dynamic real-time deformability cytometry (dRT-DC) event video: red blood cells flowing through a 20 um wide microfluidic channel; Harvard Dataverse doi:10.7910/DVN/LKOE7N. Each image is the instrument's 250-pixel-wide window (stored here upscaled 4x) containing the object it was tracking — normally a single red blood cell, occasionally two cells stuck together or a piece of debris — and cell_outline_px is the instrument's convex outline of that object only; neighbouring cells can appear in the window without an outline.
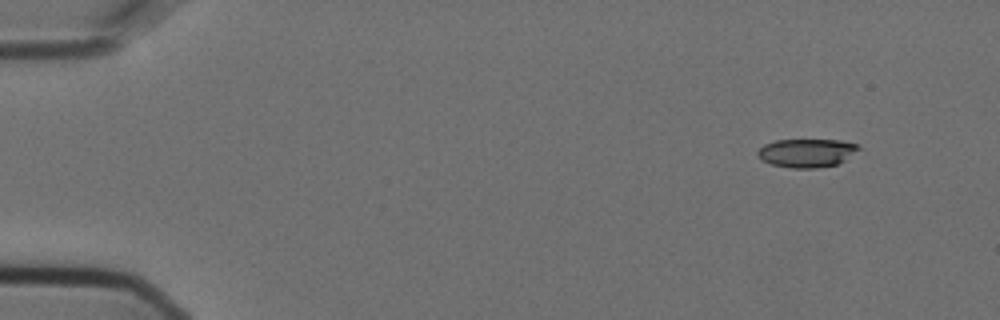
{"species": "Egyptian fruit bat (a non-hibernating species)", "species_latin": "Rousettus aegyptiacus", "temperature_condition": "cold", "stored_images_in_passage": 52, "camera_frame_rate_fps": 3000, "um_per_image_px": 0.085, "animal": {"sex": "female"}, "frame": {"image": 1, "passage_image": 1, "time_ms": 0.0, "image_size_px": [1000, 320], "cell_outline_px": [[860, 148], [844, 160], [836, 164], [816, 168], [792, 168], [772, 164], [764, 160], [756, 152], [764, 144], [776, 140], [840, 140], [856, 144]], "centroid_in_image_um": [68.56, 12.99], "position_along_channel_um": 16.4, "area_um2": 16.42}}
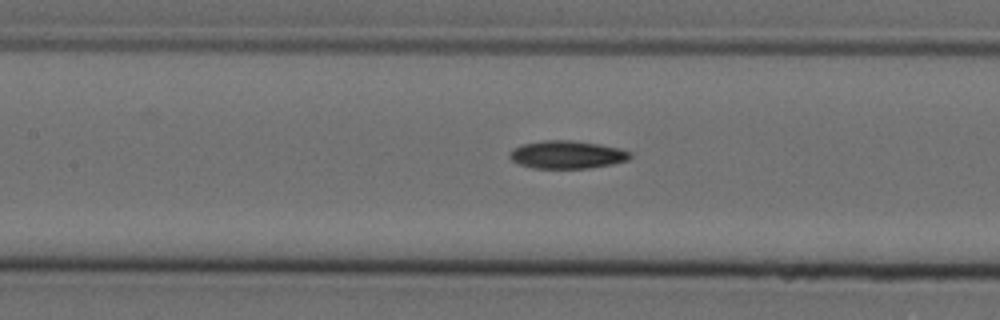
{"frame": {"image": 2, "passage_image": 22, "time_ms": 7.0, "image_size_px": [1000, 320], "cell_outline_px": [[632, 156], [628, 160], [612, 164], [588, 168], [532, 168], [520, 164], [512, 160], [508, 156], [512, 148], [520, 144], [544, 140], [572, 140], [600, 144], [620, 148], [632, 152]], "centroid_in_image_um": [48.2, 13.13], "position_along_channel_um": 159.2, "area_um2": 19.77}}
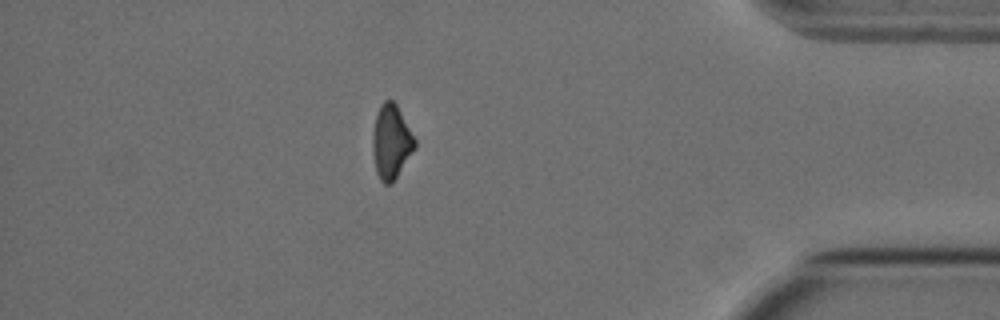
{"frame": {"image": 3, "passage_image": 45, "time_ms": 14.667, "image_size_px": [1000, 320], "cell_outline_px": [[416, 148], [392, 184], [384, 184], [380, 180], [376, 172], [372, 152], [372, 136], [376, 116], [380, 104], [384, 100], [392, 100], [396, 104], [416, 140]], "centroid_in_image_um": [33.25, 12.09], "position_along_channel_um": 402.0, "area_um2": 18.32}}